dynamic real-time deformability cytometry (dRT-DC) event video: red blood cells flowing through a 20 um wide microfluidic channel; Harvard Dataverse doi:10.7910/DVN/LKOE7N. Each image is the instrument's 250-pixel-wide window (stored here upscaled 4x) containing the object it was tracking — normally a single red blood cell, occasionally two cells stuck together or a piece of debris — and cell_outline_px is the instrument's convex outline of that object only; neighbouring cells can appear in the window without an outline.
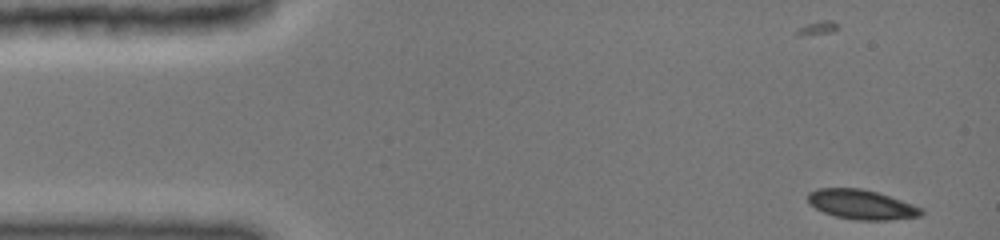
{"species": "common noctule bat (a hibernating species)", "species_latin": "Nyctalus noctula", "temperature_condition": "cold", "stored_images_in_passage": 35, "camera_frame_rate_fps": 3000, "um_per_image_px": 0.085, "animal": {"sex": "female", "body_mass_g": 19.0, "forearm_length_mm": 51.5}, "frame": {"image": 1, "passage_image": 1, "time_ms": 0.0, "image_size_px": [1000, 240], "cell_outline_px": [[924, 212], [920, 216], [888, 220], [856, 220], [836, 216], [824, 212], [808, 204], [808, 192], [816, 188], [860, 188], [876, 192], [912, 204], [920, 208]], "centroid_in_image_um": [73.18, 17.38], "position_along_channel_um": 11.8, "area_um2": 19.36}}
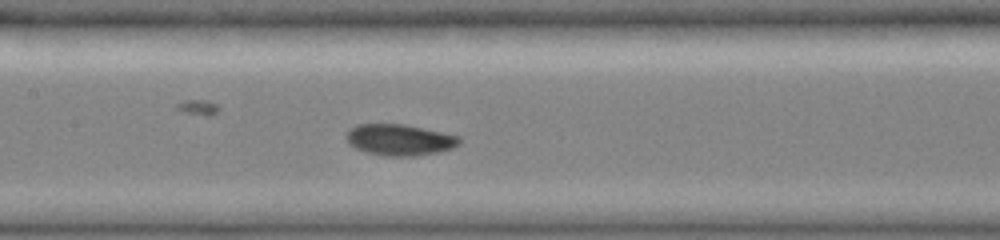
{"frame": {"image": 2, "passage_image": 18, "time_ms": 6.667, "image_size_px": [1000, 240], "cell_outline_px": [[460, 144], [452, 148], [436, 152], [416, 156], [384, 156], [368, 152], [356, 148], [348, 144], [344, 136], [356, 124], [404, 124], [460, 136]], "centroid_in_image_um": [33.95, 11.88], "position_along_channel_um": 173.5, "area_um2": 20.52}}
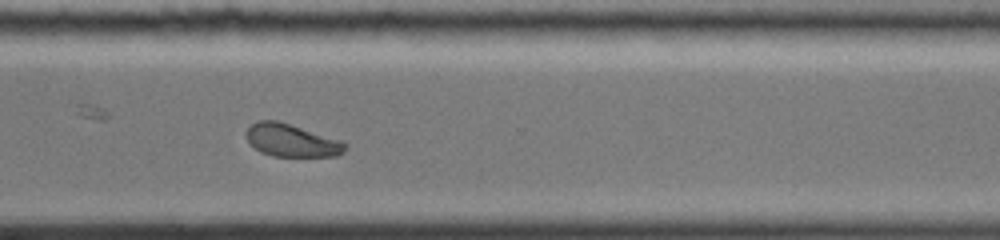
{"frame": {"image": 3, "passage_image": 34, "time_ms": 11.0, "image_size_px": [1000, 240], "cell_outline_px": [[348, 144], [344, 152], [340, 156], [272, 156], [260, 152], [248, 140], [248, 128], [252, 124], [260, 120], [276, 120], [340, 140]], "centroid_in_image_um": [24.83, 11.95], "position_along_channel_um": 345.8, "area_um2": 18.5}}